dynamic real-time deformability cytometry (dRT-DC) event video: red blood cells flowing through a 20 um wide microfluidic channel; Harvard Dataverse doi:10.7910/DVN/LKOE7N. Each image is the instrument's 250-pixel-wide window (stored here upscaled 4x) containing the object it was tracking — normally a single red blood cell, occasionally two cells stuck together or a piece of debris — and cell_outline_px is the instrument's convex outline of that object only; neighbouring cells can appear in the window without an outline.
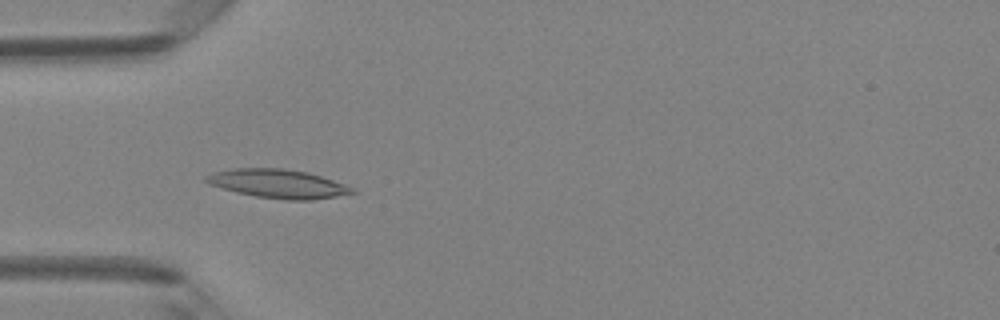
{"species": "Egyptian fruit bat (a non-hibernating species)", "species_latin": "Rousettus aegyptiacus", "temperature_condition": "room temperature", "stored_images_in_passage": 47, "camera_frame_rate_fps": 3000, "um_per_image_px": 0.085, "animal": {"sex": "female"}, "frame": {"image": 1, "passage_image": 14, "time_ms": 4.333, "image_size_px": [1000, 320], "cell_outline_px": [[356, 192], [336, 196], [312, 200], [288, 200], [256, 196], [236, 192], [208, 184], [204, 180], [204, 176], [212, 172], [236, 168], [284, 168], [308, 172], [356, 188]], "centroid_in_image_um": [23.61, 15.61], "position_along_channel_um": 61.4, "area_um2": 24.45}}
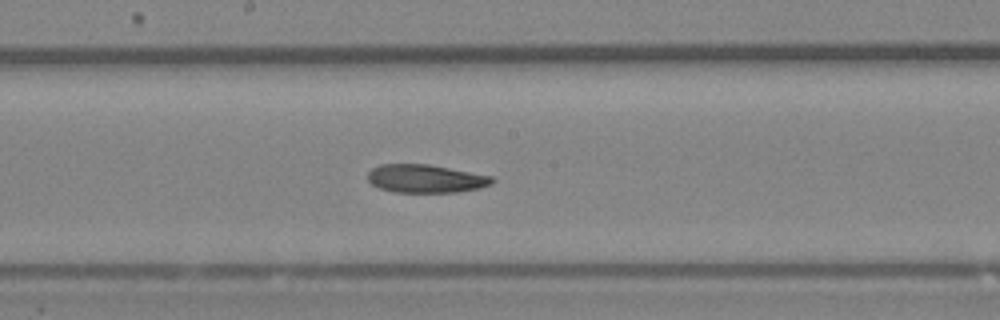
{"frame": {"image": 2, "passage_image": 25, "time_ms": 8.0, "image_size_px": [1000, 320], "cell_outline_px": [[496, 180], [492, 184], [480, 188], [456, 192], [396, 192], [380, 188], [372, 184], [368, 180], [368, 172], [372, 168], [380, 164], [428, 164], [492, 176]], "centroid_in_image_um": [36.19, 15.18], "position_along_channel_um": 212.0, "area_um2": 20.4}}
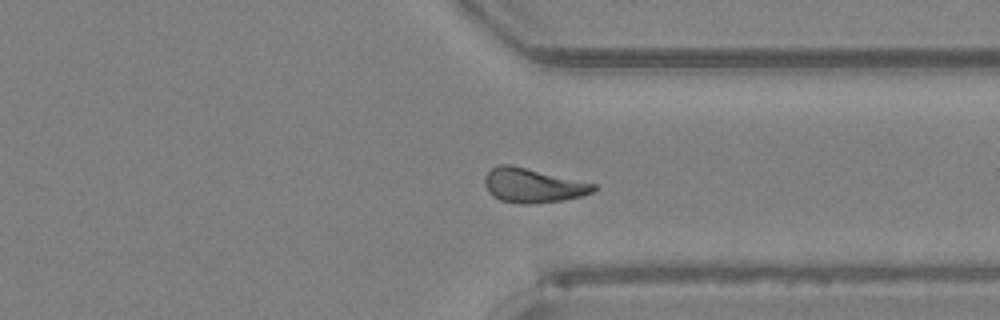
{"frame": {"image": 3, "passage_image": 36, "time_ms": 11.667, "image_size_px": [1000, 320], "cell_outline_px": [[596, 188], [592, 192], [580, 196], [564, 200], [532, 204], [520, 204], [500, 200], [492, 196], [488, 192], [484, 184], [484, 176], [492, 168], [500, 164], [512, 164], [596, 184]], "centroid_in_image_um": [45.25, 15.76], "position_along_channel_um": 366.1, "area_um2": 21.91}, "authors_computed_cell_mechanics": {"area_um2": 21.2704, "velocity_mm_per_s": 4.1961, "shape_relaxation_time_tau1_ms": 5.833, "shape_relaxation_time_tau2_ms": 8.8141, "deformation_change_tau1": 0.1799, "deformation_change_tau2": 0.1943}}